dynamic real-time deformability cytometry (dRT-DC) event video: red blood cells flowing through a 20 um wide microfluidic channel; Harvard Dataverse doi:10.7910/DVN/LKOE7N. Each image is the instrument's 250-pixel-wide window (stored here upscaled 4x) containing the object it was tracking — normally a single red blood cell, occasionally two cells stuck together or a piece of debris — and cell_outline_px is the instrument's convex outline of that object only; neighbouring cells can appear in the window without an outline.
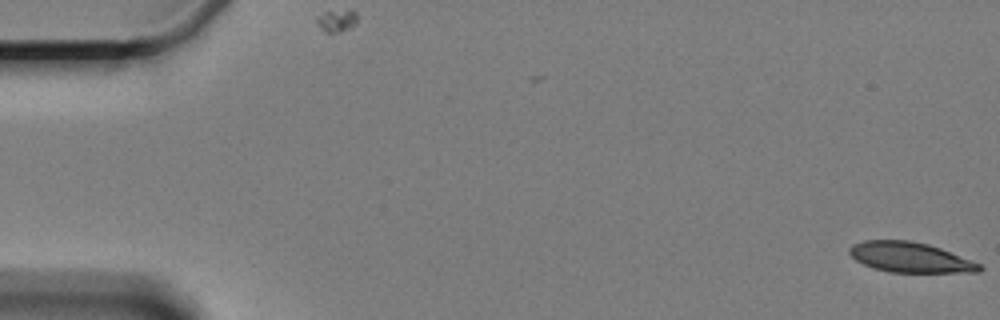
{"species": "Egyptian fruit bat (a non-hibernating species)", "species_latin": "Rousettus aegyptiacus", "temperature_condition": "cold", "stored_images_in_passage": 7, "camera_frame_rate_fps": 3000, "um_per_image_px": 0.085, "animal": {"sex": "female"}, "frame": {"image": 1, "passage_image": 1, "time_ms": 0.0, "image_size_px": [1000, 320], "cell_outline_px": [[984, 268], [980, 272], [888, 272], [872, 268], [856, 260], [848, 252], [848, 248], [852, 244], [864, 240], [908, 240], [928, 244], [940, 248], [972, 260], [980, 264]], "centroid_in_image_um": [77.35, 21.87], "position_along_channel_um": 7.7, "area_um2": 22.89}}
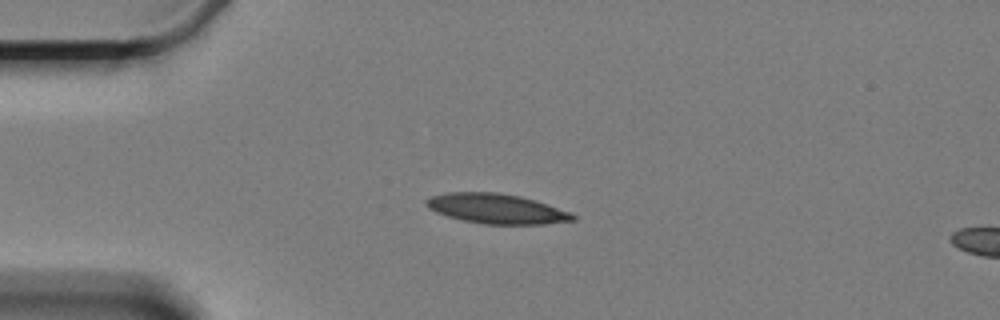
{"frame": {"image": 2, "passage_image": 5, "time_ms": 4.667, "image_size_px": [1000, 320], "cell_outline_px": [[576, 220], [544, 224], [484, 224], [464, 220], [448, 216], [436, 212], [428, 208], [424, 204], [424, 200], [432, 196], [448, 192], [496, 192], [520, 196], [536, 200], [572, 212], [576, 216]], "centroid_in_image_um": [42.22, 17.73], "position_along_channel_um": 42.8, "area_um2": 25.61}}
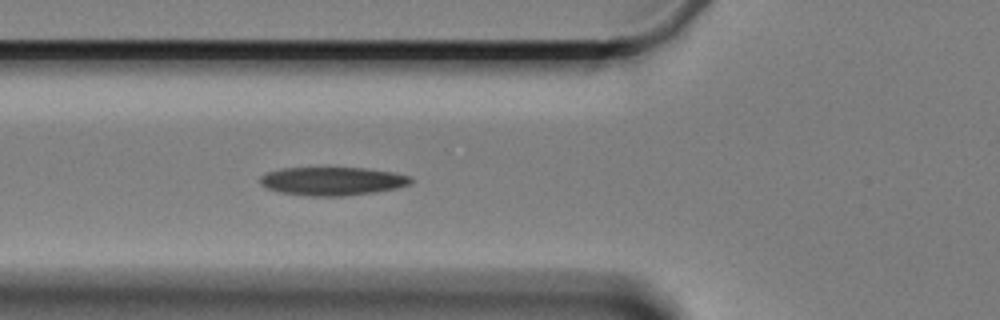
{"frame": {"image": 3, "passage_image": 7, "time_ms": 7.0, "image_size_px": [1000, 320], "cell_outline_px": [[416, 180], [412, 184], [400, 188], [376, 192], [344, 196], [308, 196], [280, 192], [268, 188], [260, 184], [260, 176], [264, 172], [280, 168], [364, 168], [392, 172], [412, 176]], "centroid_in_image_um": [28.3, 15.4], "position_along_channel_um": 97.5, "area_um2": 25.32}}